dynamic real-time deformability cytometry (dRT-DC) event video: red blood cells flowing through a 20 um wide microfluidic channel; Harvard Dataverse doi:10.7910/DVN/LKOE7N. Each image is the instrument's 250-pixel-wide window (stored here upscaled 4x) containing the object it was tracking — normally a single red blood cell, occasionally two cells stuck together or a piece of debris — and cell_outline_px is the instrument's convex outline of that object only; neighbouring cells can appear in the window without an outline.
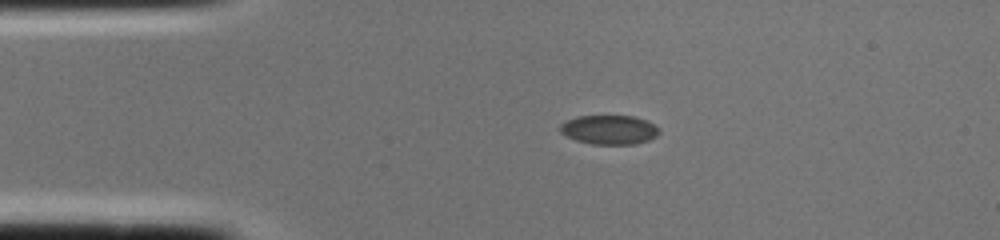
{"species": "common noctule bat (a hibernating species)", "species_latin": "Nyctalus noctula", "temperature_condition": "cold", "stored_images_in_passage": 1, "camera_frame_rate_fps": 3000, "um_per_image_px": 0.085, "animal": {"sex": "female", "body_mass_g": 22.0, "forearm_length_mm": 56.7}, "frame": {"image": 1, "passage_image": 1, "time_ms": 0.0, "image_size_px": [1000, 240], "cell_outline_px": [[660, 132], [656, 136], [648, 140], [636, 144], [592, 144], [576, 140], [560, 132], [560, 124], [576, 116], [636, 116], [660, 128]], "centroid_in_image_um": [51.79, 11.03], "position_along_channel_um": 33.2, "area_um2": 16.76}}